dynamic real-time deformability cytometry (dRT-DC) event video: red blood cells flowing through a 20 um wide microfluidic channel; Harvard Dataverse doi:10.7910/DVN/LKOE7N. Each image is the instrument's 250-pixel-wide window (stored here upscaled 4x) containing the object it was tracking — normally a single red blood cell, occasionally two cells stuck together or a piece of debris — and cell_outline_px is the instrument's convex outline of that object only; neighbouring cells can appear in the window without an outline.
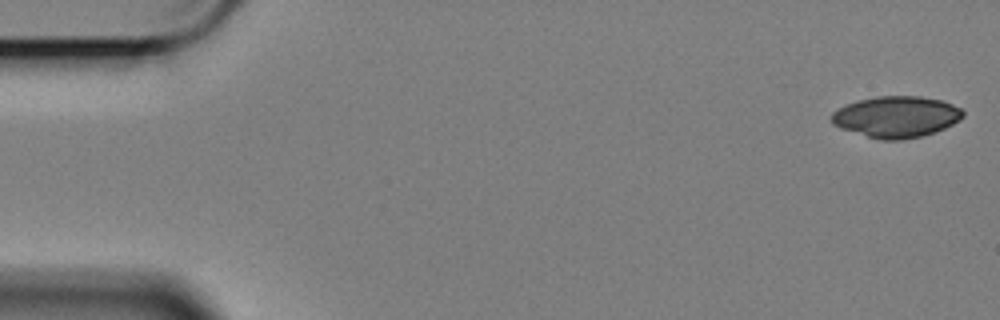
{"species": "Egyptian fruit bat (a non-hibernating species)", "species_latin": "Rousettus aegyptiacus", "temperature_condition": "cold", "stored_images_in_passage": 58, "camera_frame_rate_fps": 3000, "um_per_image_px": 0.085, "animal": {"sex": "female"}, "frame": {"image": 1, "passage_image": 1, "time_ms": 0.0, "image_size_px": [1000, 320], "cell_outline_px": [[964, 116], [960, 120], [944, 128], [920, 136], [900, 140], [880, 140], [840, 128], [832, 124], [832, 112], [844, 104], [856, 100], [876, 96], [920, 96], [940, 100], [952, 104], [960, 108], [964, 112]], "centroid_in_image_um": [76.16, 9.92], "position_along_channel_um": 8.8, "area_um2": 31.62}}
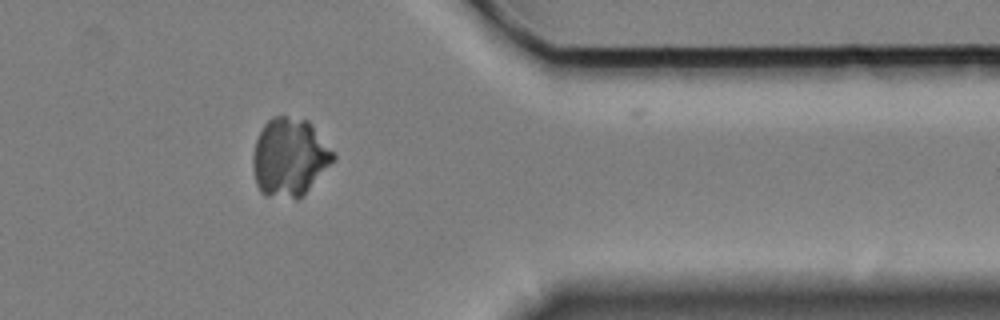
{"frame": {"image": 2, "passage_image": 47, "time_ms": 15.333, "image_size_px": [1000, 320], "cell_outline_px": [[336, 160], [296, 200], [264, 196], [260, 192], [256, 184], [252, 168], [252, 156], [256, 140], [264, 124], [272, 116], [284, 116], [308, 120], [312, 124], [336, 156]], "centroid_in_image_um": [24.58, 13.38], "position_along_channel_um": 386.8, "area_um2": 36.76}}
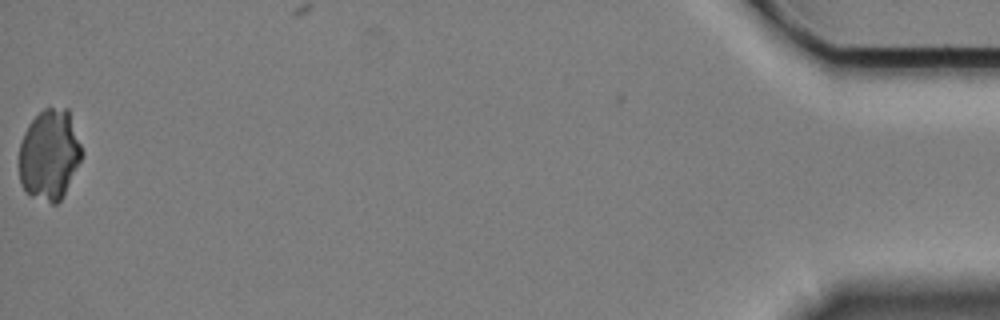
{"frame": {"image": 3, "passage_image": 58, "time_ms": 19.0, "image_size_px": [1000, 320], "cell_outline_px": [[84, 152], [60, 200], [56, 204], [52, 204], [32, 196], [20, 184], [20, 144], [24, 132], [28, 124], [44, 108], [68, 108]], "centroid_in_image_um": [4.2, 13.13], "position_along_channel_um": 431.0, "area_um2": 32.77}}